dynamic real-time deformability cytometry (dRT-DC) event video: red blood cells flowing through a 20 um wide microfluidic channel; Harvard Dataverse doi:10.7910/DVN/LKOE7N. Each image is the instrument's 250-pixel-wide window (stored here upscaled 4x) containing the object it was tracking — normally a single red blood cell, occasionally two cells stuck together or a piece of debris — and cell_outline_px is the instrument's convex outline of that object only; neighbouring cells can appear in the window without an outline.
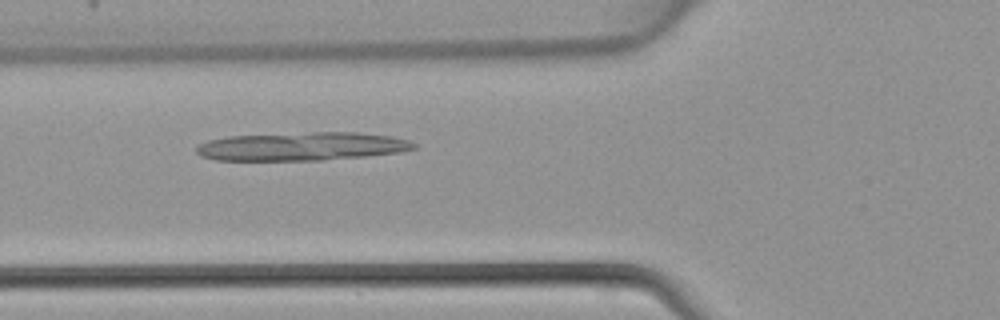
{"species": "common noctule bat (a hibernating species)", "species_latin": "Nyctalus noctula", "temperature_condition": "warm", "stored_images_in_passage": 45, "camera_frame_rate_fps": 3000, "um_per_image_px": 0.085, "animal": {"sex": "female", "body_mass_g": 22.7, "forearm_length_mm": 54.2}, "frame": {"image": 1, "passage_image": 17, "time_ms": 5.333, "image_size_px": [1000, 320], "cell_outline_px": [[416, 148], [400, 152], [368, 156], [324, 160], [216, 160], [200, 156], [196, 152], [196, 144], [208, 140], [228, 136], [312, 132], [356, 132], [392, 136], [408, 140], [416, 144]], "centroid_in_image_um": [25.65, 12.44], "position_along_channel_um": 100.2, "area_um2": 36.18}}
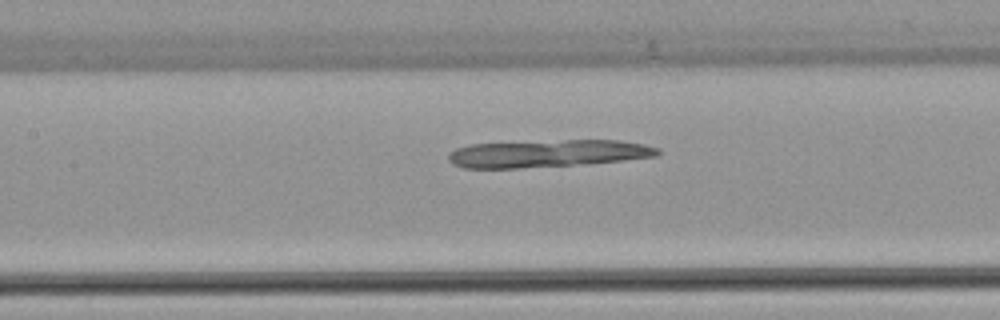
{"frame": {"image": 2, "passage_image": 21, "time_ms": 6.667, "image_size_px": [1000, 320], "cell_outline_px": [[660, 152], [656, 156], [620, 160], [572, 164], [520, 168], [464, 168], [452, 164], [448, 160], [448, 152], [456, 148], [468, 144], [568, 140], [620, 140], [644, 144], [660, 148]], "centroid_in_image_um": [46.49, 13.04], "position_along_channel_um": 160.9, "area_um2": 33.12}}
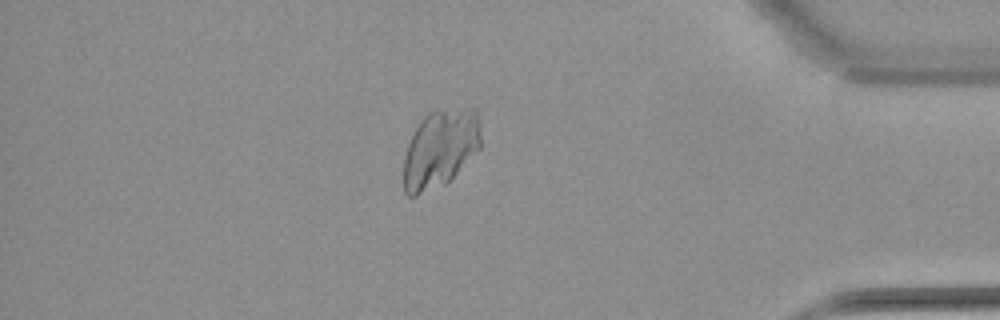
{"frame": {"image": 3, "passage_image": 39, "time_ms": 12.667, "image_size_px": [1000, 320], "cell_outline_px": [[480, 148], [448, 184], [416, 196], [408, 196], [404, 192], [404, 156], [412, 132], [420, 120], [428, 112], [436, 108], [476, 108], [480, 120]], "centroid_in_image_um": [37.42, 12.62], "position_along_channel_um": 397.8, "area_um2": 36.07}}